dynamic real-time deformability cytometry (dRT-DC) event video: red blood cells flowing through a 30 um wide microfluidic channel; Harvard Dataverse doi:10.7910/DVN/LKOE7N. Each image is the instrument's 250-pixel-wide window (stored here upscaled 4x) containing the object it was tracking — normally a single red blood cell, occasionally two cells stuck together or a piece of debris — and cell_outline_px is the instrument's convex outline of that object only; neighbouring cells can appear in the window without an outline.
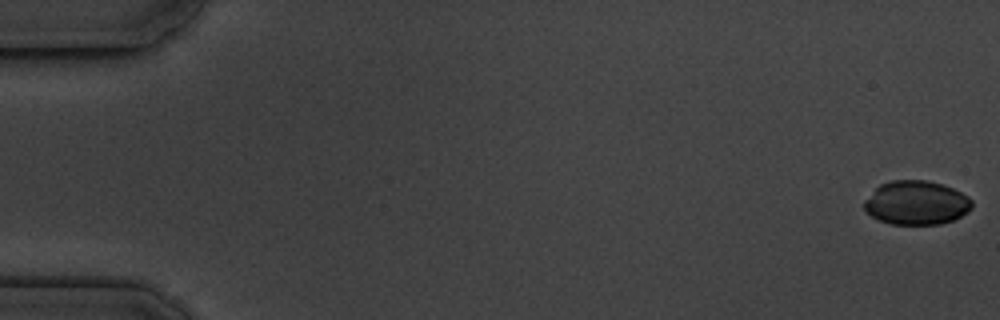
{"species": "common noctule bat (a hibernating species)", "species_latin": "Nyctalus noctula", "temperature_condition": "cold", "stored_images_in_passage": 6, "camera_frame_rate_fps": 3000, "um_per_image_px": 0.085, "animal": {"sex": "male", "body_mass_g": 19.5, "forearm_length_mm": 54.6}, "frame": {"image": 1, "passage_image": 1, "time_ms": 0.0, "image_size_px": [1000, 320], "cell_outline_px": [[972, 208], [968, 212], [952, 220], [940, 224], [892, 224], [880, 220], [872, 216], [864, 208], [864, 200], [880, 184], [892, 180], [928, 180], [952, 188], [968, 196], [972, 200]], "centroid_in_image_um": [77.9, 17.23], "position_along_channel_um": 7.1, "area_um2": 27.46}}